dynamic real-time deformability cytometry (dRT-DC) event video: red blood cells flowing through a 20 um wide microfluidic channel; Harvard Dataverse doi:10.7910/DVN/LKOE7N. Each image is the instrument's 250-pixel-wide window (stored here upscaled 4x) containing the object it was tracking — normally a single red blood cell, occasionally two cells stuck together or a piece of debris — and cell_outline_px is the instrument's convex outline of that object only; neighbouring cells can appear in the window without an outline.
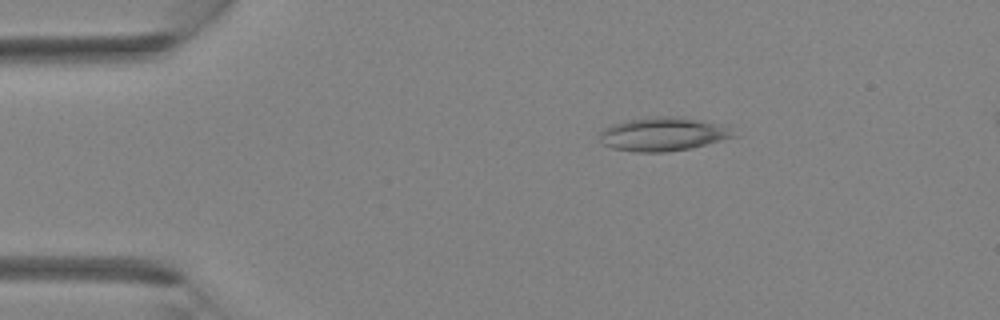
{"species": "Egyptian fruit bat (a non-hibernating species)", "species_latin": "Rousettus aegyptiacus", "temperature_condition": "room temperature", "stored_images_in_passage": 4, "camera_frame_rate_fps": 3000, "um_per_image_px": 0.085, "animal": {"sex": "female"}, "frame": {"image": 1, "passage_image": 2, "time_ms": 2.0, "image_size_px": [1000, 320], "cell_outline_px": [[740, 136], [692, 148], [664, 152], [636, 152], [612, 148], [600, 144], [600, 132], [604, 128], [612, 124], [628, 120], [652, 116], [680, 116], [732, 124]], "centroid_in_image_um": [56.51, 11.38], "position_along_channel_um": 28.5, "area_um2": 27.34}}